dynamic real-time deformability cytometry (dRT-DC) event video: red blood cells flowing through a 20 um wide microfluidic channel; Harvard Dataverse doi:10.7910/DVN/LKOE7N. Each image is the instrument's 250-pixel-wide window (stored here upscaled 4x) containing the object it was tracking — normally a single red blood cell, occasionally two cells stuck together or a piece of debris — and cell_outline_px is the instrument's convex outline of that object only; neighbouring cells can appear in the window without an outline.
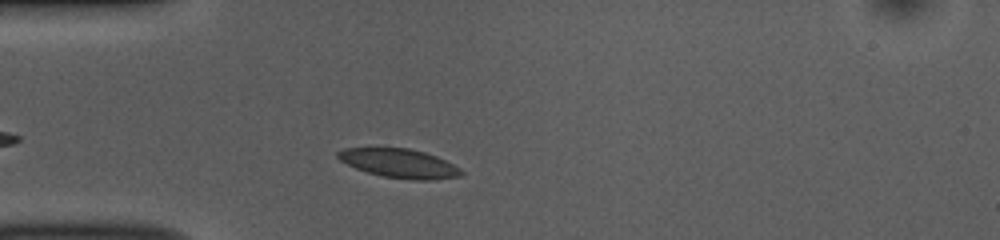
{"species": "common noctule bat (a hibernating species)", "species_latin": "Nyctalus noctula", "temperature_condition": "room temperature", "stored_images_in_passage": 40, "camera_frame_rate_fps": 3000, "um_per_image_px": 0.085, "animal": {"sex": "female", "body_mass_g": 10.0, "forearm_length_mm": 53.1}, "frame": {"image": 1, "passage_image": 5, "time_ms": 1.333, "image_size_px": [1000, 240], "cell_outline_px": [[464, 172], [460, 176], [432, 180], [412, 180], [384, 176], [368, 172], [356, 168], [340, 160], [336, 156], [336, 152], [344, 148], [408, 148], [424, 152], [436, 156], [460, 168]], "centroid_in_image_um": [33.94, 13.88], "position_along_channel_um": 51.1, "area_um2": 20.63}}
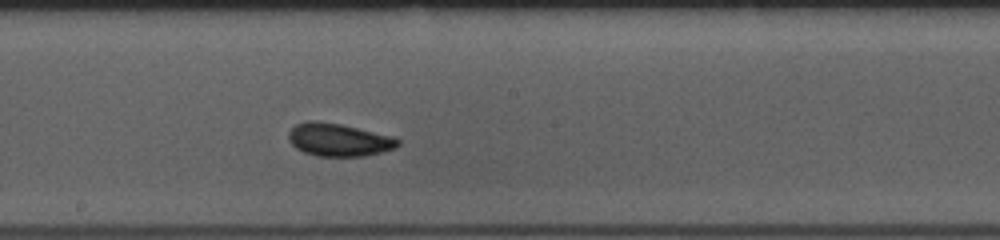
{"frame": {"image": 2, "passage_image": 19, "time_ms": 6.0, "image_size_px": [1000, 240], "cell_outline_px": [[400, 144], [396, 148], [364, 156], [316, 156], [304, 152], [296, 148], [288, 140], [288, 132], [296, 124], [308, 120], [312, 120], [340, 124], [392, 136], [400, 140]], "centroid_in_image_um": [28.77, 11.88], "position_along_channel_um": 219.4, "area_um2": 20.87}}
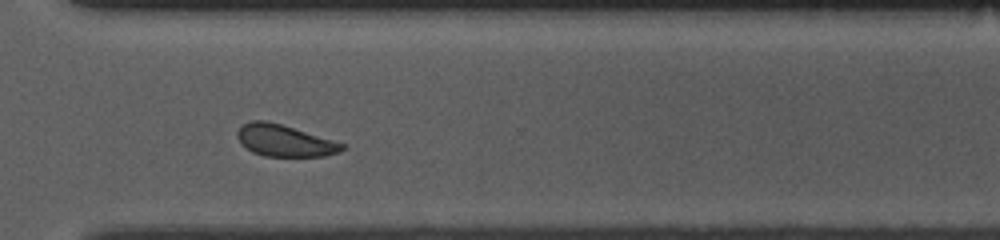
{"frame": {"image": 3, "passage_image": 29, "time_ms": 9.333, "image_size_px": [1000, 240], "cell_outline_px": [[348, 148], [340, 152], [324, 156], [264, 156], [252, 152], [240, 144], [236, 136], [236, 132], [240, 124], [252, 120], [264, 120], [280, 124], [332, 140], [344, 144]], "centroid_in_image_um": [24.13, 11.95], "position_along_channel_um": 346.5, "area_um2": 19.42}, "authors_computed_cell_mechanics": {"area_um2": 20.2878, "velocity_mm_per_s": 3.8086, "shape_relaxation_time_tau1_ms": 3.5101, "shape_relaxation_time_tau2_ms": 3.6599, "deformation_change_tau1": 0.0858, "deformation_change_tau2": 0.0656}}